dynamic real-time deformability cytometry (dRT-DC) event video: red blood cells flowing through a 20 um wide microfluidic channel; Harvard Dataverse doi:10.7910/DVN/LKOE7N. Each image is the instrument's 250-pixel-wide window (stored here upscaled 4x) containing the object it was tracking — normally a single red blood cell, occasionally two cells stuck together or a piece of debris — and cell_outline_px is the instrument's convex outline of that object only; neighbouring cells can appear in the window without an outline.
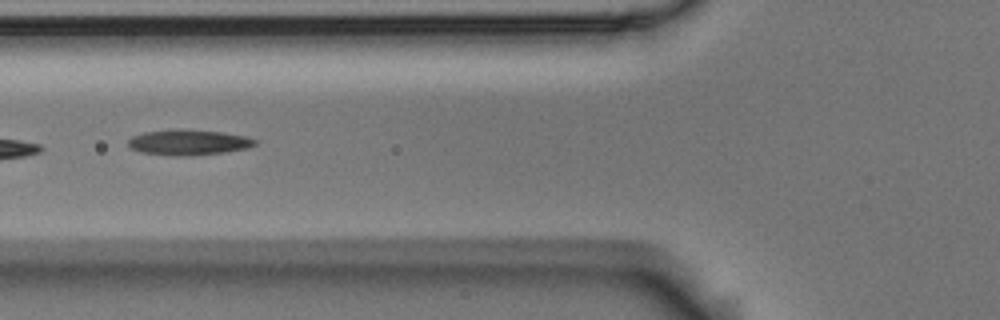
{"species": "Egyptian fruit bat (a non-hibernating species)", "species_latin": "Rousettus aegyptiacus", "temperature_condition": "room temperature", "stored_images_in_passage": 2, "camera_frame_rate_fps": 3000, "um_per_image_px": 0.085, "animal": {"sex": "male"}, "frame": {"image": 1, "passage_image": 2, "time_ms": 0.333, "image_size_px": [1000, 320], "cell_outline_px": [[260, 140], [256, 144], [248, 148], [224, 152], [188, 156], [168, 156], [140, 152], [132, 148], [128, 144], [128, 140], [132, 136], [144, 132], [176, 128], [220, 132], [248, 136]], "centroid_in_image_um": [16.04, 12.1], "position_along_channel_um": 109.8, "area_um2": 19.13}}